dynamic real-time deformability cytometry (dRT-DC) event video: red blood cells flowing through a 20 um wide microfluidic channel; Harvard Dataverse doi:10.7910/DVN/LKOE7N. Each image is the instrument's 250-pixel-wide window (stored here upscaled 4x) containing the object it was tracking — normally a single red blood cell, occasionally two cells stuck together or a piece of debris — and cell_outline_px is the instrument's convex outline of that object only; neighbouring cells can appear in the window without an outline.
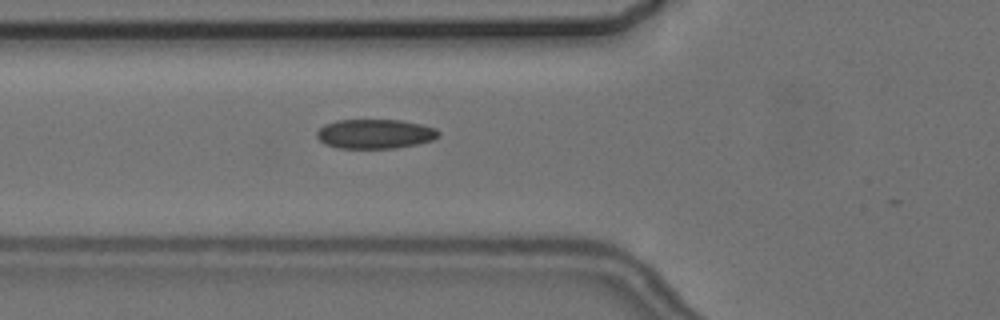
{"species": "common noctule bat (a hibernating species)", "species_latin": "Nyctalus noctula", "temperature_condition": "cold", "stored_images_in_passage": 3, "camera_frame_rate_fps": 3000, "um_per_image_px": 0.085, "animal": {"sex": "female", "body_mass_g": 24.6, "forearm_length_mm": 56.2}, "frame": {"image": 1, "passage_image": 3, "time_ms": 2.0, "image_size_px": [1000, 320], "cell_outline_px": [[440, 136], [432, 140], [416, 144], [396, 148], [336, 148], [324, 144], [316, 136], [316, 132], [324, 124], [336, 120], [400, 120], [420, 124], [436, 128], [440, 132]], "centroid_in_image_um": [31.86, 11.38], "position_along_channel_um": 93.9, "area_um2": 20.98}}